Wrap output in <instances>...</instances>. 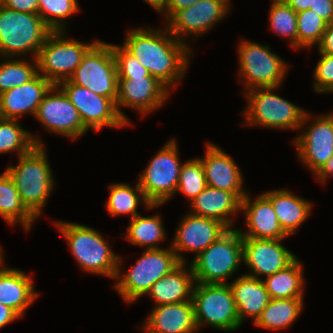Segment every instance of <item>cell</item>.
Wrapping results in <instances>:
<instances>
[{
  "label": "cell",
  "mask_w": 333,
  "mask_h": 333,
  "mask_svg": "<svg viewBox=\"0 0 333 333\" xmlns=\"http://www.w3.org/2000/svg\"><path fill=\"white\" fill-rule=\"evenodd\" d=\"M147 4L152 6L157 12H159L166 4L167 0H144Z\"/></svg>",
  "instance_id": "obj_49"
},
{
  "label": "cell",
  "mask_w": 333,
  "mask_h": 333,
  "mask_svg": "<svg viewBox=\"0 0 333 333\" xmlns=\"http://www.w3.org/2000/svg\"><path fill=\"white\" fill-rule=\"evenodd\" d=\"M269 11L271 30L276 35L288 38L290 46L298 49L297 13L284 0H272Z\"/></svg>",
  "instance_id": "obj_36"
},
{
  "label": "cell",
  "mask_w": 333,
  "mask_h": 333,
  "mask_svg": "<svg viewBox=\"0 0 333 333\" xmlns=\"http://www.w3.org/2000/svg\"><path fill=\"white\" fill-rule=\"evenodd\" d=\"M321 57L314 68V91L317 93H333V55L319 54Z\"/></svg>",
  "instance_id": "obj_41"
},
{
  "label": "cell",
  "mask_w": 333,
  "mask_h": 333,
  "mask_svg": "<svg viewBox=\"0 0 333 333\" xmlns=\"http://www.w3.org/2000/svg\"><path fill=\"white\" fill-rule=\"evenodd\" d=\"M175 139H170L140 173L138 182L150 204L166 203L176 194L182 162Z\"/></svg>",
  "instance_id": "obj_12"
},
{
  "label": "cell",
  "mask_w": 333,
  "mask_h": 333,
  "mask_svg": "<svg viewBox=\"0 0 333 333\" xmlns=\"http://www.w3.org/2000/svg\"><path fill=\"white\" fill-rule=\"evenodd\" d=\"M199 159L208 186L229 192H247L243 187L244 178L238 164L219 146L207 142L205 155Z\"/></svg>",
  "instance_id": "obj_22"
},
{
  "label": "cell",
  "mask_w": 333,
  "mask_h": 333,
  "mask_svg": "<svg viewBox=\"0 0 333 333\" xmlns=\"http://www.w3.org/2000/svg\"><path fill=\"white\" fill-rule=\"evenodd\" d=\"M1 246V245H0ZM3 251H2V249H1V247H0V261L2 260V259H4V257L5 256H3V253H2Z\"/></svg>",
  "instance_id": "obj_51"
},
{
  "label": "cell",
  "mask_w": 333,
  "mask_h": 333,
  "mask_svg": "<svg viewBox=\"0 0 333 333\" xmlns=\"http://www.w3.org/2000/svg\"><path fill=\"white\" fill-rule=\"evenodd\" d=\"M47 131L69 139H80L87 131L78 110L65 93L54 85L42 99L34 116Z\"/></svg>",
  "instance_id": "obj_16"
},
{
  "label": "cell",
  "mask_w": 333,
  "mask_h": 333,
  "mask_svg": "<svg viewBox=\"0 0 333 333\" xmlns=\"http://www.w3.org/2000/svg\"><path fill=\"white\" fill-rule=\"evenodd\" d=\"M35 145H44L41 137L24 129L18 119L0 118V154L17 152L21 156Z\"/></svg>",
  "instance_id": "obj_34"
},
{
  "label": "cell",
  "mask_w": 333,
  "mask_h": 333,
  "mask_svg": "<svg viewBox=\"0 0 333 333\" xmlns=\"http://www.w3.org/2000/svg\"><path fill=\"white\" fill-rule=\"evenodd\" d=\"M170 90L157 78H118V95L115 102L120 117L129 125L132 124L126 114L122 112V107L132 108L146 116L162 107L169 98Z\"/></svg>",
  "instance_id": "obj_17"
},
{
  "label": "cell",
  "mask_w": 333,
  "mask_h": 333,
  "mask_svg": "<svg viewBox=\"0 0 333 333\" xmlns=\"http://www.w3.org/2000/svg\"><path fill=\"white\" fill-rule=\"evenodd\" d=\"M229 285L233 293L240 323L243 324L246 317L251 318L253 323H255L270 301L263 279L241 274Z\"/></svg>",
  "instance_id": "obj_26"
},
{
  "label": "cell",
  "mask_w": 333,
  "mask_h": 333,
  "mask_svg": "<svg viewBox=\"0 0 333 333\" xmlns=\"http://www.w3.org/2000/svg\"><path fill=\"white\" fill-rule=\"evenodd\" d=\"M68 80L115 103L118 73L112 44L98 40L82 57L81 63Z\"/></svg>",
  "instance_id": "obj_10"
},
{
  "label": "cell",
  "mask_w": 333,
  "mask_h": 333,
  "mask_svg": "<svg viewBox=\"0 0 333 333\" xmlns=\"http://www.w3.org/2000/svg\"><path fill=\"white\" fill-rule=\"evenodd\" d=\"M54 85L39 73L30 81L0 94V116L18 119L24 114L35 116L39 104Z\"/></svg>",
  "instance_id": "obj_21"
},
{
  "label": "cell",
  "mask_w": 333,
  "mask_h": 333,
  "mask_svg": "<svg viewBox=\"0 0 333 333\" xmlns=\"http://www.w3.org/2000/svg\"><path fill=\"white\" fill-rule=\"evenodd\" d=\"M279 87H259L243 92L247 97L243 126L300 130L306 110L273 93ZM273 91V92H272Z\"/></svg>",
  "instance_id": "obj_7"
},
{
  "label": "cell",
  "mask_w": 333,
  "mask_h": 333,
  "mask_svg": "<svg viewBox=\"0 0 333 333\" xmlns=\"http://www.w3.org/2000/svg\"><path fill=\"white\" fill-rule=\"evenodd\" d=\"M248 192H229L211 186L206 188L191 202L190 213L222 222L228 229L235 228L234 215L241 211L242 199Z\"/></svg>",
  "instance_id": "obj_23"
},
{
  "label": "cell",
  "mask_w": 333,
  "mask_h": 333,
  "mask_svg": "<svg viewBox=\"0 0 333 333\" xmlns=\"http://www.w3.org/2000/svg\"><path fill=\"white\" fill-rule=\"evenodd\" d=\"M318 181L326 184L328 177L333 176V156L314 174Z\"/></svg>",
  "instance_id": "obj_47"
},
{
  "label": "cell",
  "mask_w": 333,
  "mask_h": 333,
  "mask_svg": "<svg viewBox=\"0 0 333 333\" xmlns=\"http://www.w3.org/2000/svg\"><path fill=\"white\" fill-rule=\"evenodd\" d=\"M199 1L200 0H167L165 6L159 11V13H162V15L165 16V21H167L175 12L190 7Z\"/></svg>",
  "instance_id": "obj_44"
},
{
  "label": "cell",
  "mask_w": 333,
  "mask_h": 333,
  "mask_svg": "<svg viewBox=\"0 0 333 333\" xmlns=\"http://www.w3.org/2000/svg\"><path fill=\"white\" fill-rule=\"evenodd\" d=\"M190 262L196 283H229L243 263V238L237 227L229 228Z\"/></svg>",
  "instance_id": "obj_6"
},
{
  "label": "cell",
  "mask_w": 333,
  "mask_h": 333,
  "mask_svg": "<svg viewBox=\"0 0 333 333\" xmlns=\"http://www.w3.org/2000/svg\"><path fill=\"white\" fill-rule=\"evenodd\" d=\"M52 30L39 14L14 11L0 4V58L32 53L37 58Z\"/></svg>",
  "instance_id": "obj_5"
},
{
  "label": "cell",
  "mask_w": 333,
  "mask_h": 333,
  "mask_svg": "<svg viewBox=\"0 0 333 333\" xmlns=\"http://www.w3.org/2000/svg\"><path fill=\"white\" fill-rule=\"evenodd\" d=\"M118 78L148 77V70L122 46L112 43Z\"/></svg>",
  "instance_id": "obj_40"
},
{
  "label": "cell",
  "mask_w": 333,
  "mask_h": 333,
  "mask_svg": "<svg viewBox=\"0 0 333 333\" xmlns=\"http://www.w3.org/2000/svg\"><path fill=\"white\" fill-rule=\"evenodd\" d=\"M144 333H198L193 301L154 306L142 322Z\"/></svg>",
  "instance_id": "obj_24"
},
{
  "label": "cell",
  "mask_w": 333,
  "mask_h": 333,
  "mask_svg": "<svg viewBox=\"0 0 333 333\" xmlns=\"http://www.w3.org/2000/svg\"><path fill=\"white\" fill-rule=\"evenodd\" d=\"M303 264L296 258L289 266L266 277L264 281L270 299L304 298Z\"/></svg>",
  "instance_id": "obj_31"
},
{
  "label": "cell",
  "mask_w": 333,
  "mask_h": 333,
  "mask_svg": "<svg viewBox=\"0 0 333 333\" xmlns=\"http://www.w3.org/2000/svg\"><path fill=\"white\" fill-rule=\"evenodd\" d=\"M127 32L121 46L172 91L187 73L192 48L175 38L166 27L160 30L138 27Z\"/></svg>",
  "instance_id": "obj_1"
},
{
  "label": "cell",
  "mask_w": 333,
  "mask_h": 333,
  "mask_svg": "<svg viewBox=\"0 0 333 333\" xmlns=\"http://www.w3.org/2000/svg\"><path fill=\"white\" fill-rule=\"evenodd\" d=\"M303 301L304 298L270 299L254 324L273 331L288 328L300 316Z\"/></svg>",
  "instance_id": "obj_32"
},
{
  "label": "cell",
  "mask_w": 333,
  "mask_h": 333,
  "mask_svg": "<svg viewBox=\"0 0 333 333\" xmlns=\"http://www.w3.org/2000/svg\"><path fill=\"white\" fill-rule=\"evenodd\" d=\"M21 318L13 309L0 303V329Z\"/></svg>",
  "instance_id": "obj_46"
},
{
  "label": "cell",
  "mask_w": 333,
  "mask_h": 333,
  "mask_svg": "<svg viewBox=\"0 0 333 333\" xmlns=\"http://www.w3.org/2000/svg\"><path fill=\"white\" fill-rule=\"evenodd\" d=\"M326 115L331 119L332 125H333V111L330 112V113H328V114H326Z\"/></svg>",
  "instance_id": "obj_50"
},
{
  "label": "cell",
  "mask_w": 333,
  "mask_h": 333,
  "mask_svg": "<svg viewBox=\"0 0 333 333\" xmlns=\"http://www.w3.org/2000/svg\"><path fill=\"white\" fill-rule=\"evenodd\" d=\"M310 10H313L328 24L333 22V0H314Z\"/></svg>",
  "instance_id": "obj_43"
},
{
  "label": "cell",
  "mask_w": 333,
  "mask_h": 333,
  "mask_svg": "<svg viewBox=\"0 0 333 333\" xmlns=\"http://www.w3.org/2000/svg\"><path fill=\"white\" fill-rule=\"evenodd\" d=\"M59 232L68 243L80 269L115 279L119 255L110 248L108 242L97 230L83 224L55 221Z\"/></svg>",
  "instance_id": "obj_3"
},
{
  "label": "cell",
  "mask_w": 333,
  "mask_h": 333,
  "mask_svg": "<svg viewBox=\"0 0 333 333\" xmlns=\"http://www.w3.org/2000/svg\"><path fill=\"white\" fill-rule=\"evenodd\" d=\"M119 256L114 288L128 304L147 295L152 285L175 269L181 262L171 248L145 249L136 263L123 273Z\"/></svg>",
  "instance_id": "obj_4"
},
{
  "label": "cell",
  "mask_w": 333,
  "mask_h": 333,
  "mask_svg": "<svg viewBox=\"0 0 333 333\" xmlns=\"http://www.w3.org/2000/svg\"><path fill=\"white\" fill-rule=\"evenodd\" d=\"M185 264L181 262L152 285L147 295L155 301L154 306L192 300L195 280L191 265L188 264V269Z\"/></svg>",
  "instance_id": "obj_27"
},
{
  "label": "cell",
  "mask_w": 333,
  "mask_h": 333,
  "mask_svg": "<svg viewBox=\"0 0 333 333\" xmlns=\"http://www.w3.org/2000/svg\"><path fill=\"white\" fill-rule=\"evenodd\" d=\"M237 48L238 76L243 86L246 85L243 92L259 87H279L283 84L289 64L272 52L269 45L242 38Z\"/></svg>",
  "instance_id": "obj_8"
},
{
  "label": "cell",
  "mask_w": 333,
  "mask_h": 333,
  "mask_svg": "<svg viewBox=\"0 0 333 333\" xmlns=\"http://www.w3.org/2000/svg\"><path fill=\"white\" fill-rule=\"evenodd\" d=\"M263 194L271 201L281 227L289 236L298 231L312 212L310 201L288 189L267 190Z\"/></svg>",
  "instance_id": "obj_28"
},
{
  "label": "cell",
  "mask_w": 333,
  "mask_h": 333,
  "mask_svg": "<svg viewBox=\"0 0 333 333\" xmlns=\"http://www.w3.org/2000/svg\"><path fill=\"white\" fill-rule=\"evenodd\" d=\"M125 239L134 246H145V249H160L157 244L166 240V230L161 216H141L138 214L131 219L126 228Z\"/></svg>",
  "instance_id": "obj_33"
},
{
  "label": "cell",
  "mask_w": 333,
  "mask_h": 333,
  "mask_svg": "<svg viewBox=\"0 0 333 333\" xmlns=\"http://www.w3.org/2000/svg\"><path fill=\"white\" fill-rule=\"evenodd\" d=\"M192 301L198 330L203 328V325L228 332L236 331L241 327L229 283L195 282Z\"/></svg>",
  "instance_id": "obj_9"
},
{
  "label": "cell",
  "mask_w": 333,
  "mask_h": 333,
  "mask_svg": "<svg viewBox=\"0 0 333 333\" xmlns=\"http://www.w3.org/2000/svg\"><path fill=\"white\" fill-rule=\"evenodd\" d=\"M227 230L228 228L218 220L187 213L177 226L170 246L180 262L186 263L181 252H192L197 257Z\"/></svg>",
  "instance_id": "obj_18"
},
{
  "label": "cell",
  "mask_w": 333,
  "mask_h": 333,
  "mask_svg": "<svg viewBox=\"0 0 333 333\" xmlns=\"http://www.w3.org/2000/svg\"><path fill=\"white\" fill-rule=\"evenodd\" d=\"M78 110L84 126L93 131L103 127L121 128L128 124L120 117L115 103L105 97L93 93L86 87L75 85L69 80L57 85Z\"/></svg>",
  "instance_id": "obj_13"
},
{
  "label": "cell",
  "mask_w": 333,
  "mask_h": 333,
  "mask_svg": "<svg viewBox=\"0 0 333 333\" xmlns=\"http://www.w3.org/2000/svg\"><path fill=\"white\" fill-rule=\"evenodd\" d=\"M284 239L243 238V263L251 273L263 279L289 266L297 256L282 245Z\"/></svg>",
  "instance_id": "obj_19"
},
{
  "label": "cell",
  "mask_w": 333,
  "mask_h": 333,
  "mask_svg": "<svg viewBox=\"0 0 333 333\" xmlns=\"http://www.w3.org/2000/svg\"><path fill=\"white\" fill-rule=\"evenodd\" d=\"M317 47L319 54L333 55V22L327 25Z\"/></svg>",
  "instance_id": "obj_45"
},
{
  "label": "cell",
  "mask_w": 333,
  "mask_h": 333,
  "mask_svg": "<svg viewBox=\"0 0 333 333\" xmlns=\"http://www.w3.org/2000/svg\"><path fill=\"white\" fill-rule=\"evenodd\" d=\"M290 7H292L296 13L304 10H309L310 6H313L314 0H284Z\"/></svg>",
  "instance_id": "obj_48"
},
{
  "label": "cell",
  "mask_w": 333,
  "mask_h": 333,
  "mask_svg": "<svg viewBox=\"0 0 333 333\" xmlns=\"http://www.w3.org/2000/svg\"><path fill=\"white\" fill-rule=\"evenodd\" d=\"M247 195L242 199L246 230L238 229L242 238L285 239L289 235L281 227L271 201L262 193L252 200Z\"/></svg>",
  "instance_id": "obj_20"
},
{
  "label": "cell",
  "mask_w": 333,
  "mask_h": 333,
  "mask_svg": "<svg viewBox=\"0 0 333 333\" xmlns=\"http://www.w3.org/2000/svg\"><path fill=\"white\" fill-rule=\"evenodd\" d=\"M229 1L200 0L190 7L175 12L166 21L165 27L175 38L187 44L185 38L207 33L212 26L228 15L231 9Z\"/></svg>",
  "instance_id": "obj_15"
},
{
  "label": "cell",
  "mask_w": 333,
  "mask_h": 333,
  "mask_svg": "<svg viewBox=\"0 0 333 333\" xmlns=\"http://www.w3.org/2000/svg\"><path fill=\"white\" fill-rule=\"evenodd\" d=\"M109 197L107 204V212L112 216L130 215L131 219L140 214L137 208L140 203L145 205L146 209H154L162 206V204H150L146 199L143 190L140 188L139 182L135 188L127 183H113L109 186Z\"/></svg>",
  "instance_id": "obj_30"
},
{
  "label": "cell",
  "mask_w": 333,
  "mask_h": 333,
  "mask_svg": "<svg viewBox=\"0 0 333 333\" xmlns=\"http://www.w3.org/2000/svg\"><path fill=\"white\" fill-rule=\"evenodd\" d=\"M5 259L0 261V303L13 309L20 317L39 297L35 291L32 275L16 268L3 267Z\"/></svg>",
  "instance_id": "obj_25"
},
{
  "label": "cell",
  "mask_w": 333,
  "mask_h": 333,
  "mask_svg": "<svg viewBox=\"0 0 333 333\" xmlns=\"http://www.w3.org/2000/svg\"><path fill=\"white\" fill-rule=\"evenodd\" d=\"M0 216L11 226L21 224L29 231L37 219L23 204L12 177L5 170L0 175Z\"/></svg>",
  "instance_id": "obj_29"
},
{
  "label": "cell",
  "mask_w": 333,
  "mask_h": 333,
  "mask_svg": "<svg viewBox=\"0 0 333 333\" xmlns=\"http://www.w3.org/2000/svg\"><path fill=\"white\" fill-rule=\"evenodd\" d=\"M18 164L8 166L25 207L38 219L54 190L55 180L48 162L46 147L35 145L29 152L18 156Z\"/></svg>",
  "instance_id": "obj_2"
},
{
  "label": "cell",
  "mask_w": 333,
  "mask_h": 333,
  "mask_svg": "<svg viewBox=\"0 0 333 333\" xmlns=\"http://www.w3.org/2000/svg\"><path fill=\"white\" fill-rule=\"evenodd\" d=\"M65 33V31H52L36 58L38 73L53 85L68 80L81 63L82 57L98 41L83 43L68 38Z\"/></svg>",
  "instance_id": "obj_11"
},
{
  "label": "cell",
  "mask_w": 333,
  "mask_h": 333,
  "mask_svg": "<svg viewBox=\"0 0 333 333\" xmlns=\"http://www.w3.org/2000/svg\"><path fill=\"white\" fill-rule=\"evenodd\" d=\"M0 4L14 11L38 14V0H0Z\"/></svg>",
  "instance_id": "obj_42"
},
{
  "label": "cell",
  "mask_w": 333,
  "mask_h": 333,
  "mask_svg": "<svg viewBox=\"0 0 333 333\" xmlns=\"http://www.w3.org/2000/svg\"><path fill=\"white\" fill-rule=\"evenodd\" d=\"M78 0H38V14L52 31H66L67 18L78 13Z\"/></svg>",
  "instance_id": "obj_37"
},
{
  "label": "cell",
  "mask_w": 333,
  "mask_h": 333,
  "mask_svg": "<svg viewBox=\"0 0 333 333\" xmlns=\"http://www.w3.org/2000/svg\"><path fill=\"white\" fill-rule=\"evenodd\" d=\"M327 25L328 23L313 10L297 13L298 50L318 45Z\"/></svg>",
  "instance_id": "obj_39"
},
{
  "label": "cell",
  "mask_w": 333,
  "mask_h": 333,
  "mask_svg": "<svg viewBox=\"0 0 333 333\" xmlns=\"http://www.w3.org/2000/svg\"><path fill=\"white\" fill-rule=\"evenodd\" d=\"M206 177L201 160L196 157L182 164L176 194L181 192L190 203L206 188Z\"/></svg>",
  "instance_id": "obj_38"
},
{
  "label": "cell",
  "mask_w": 333,
  "mask_h": 333,
  "mask_svg": "<svg viewBox=\"0 0 333 333\" xmlns=\"http://www.w3.org/2000/svg\"><path fill=\"white\" fill-rule=\"evenodd\" d=\"M0 62V94L12 88L18 87L38 74L37 59L30 62L26 59L6 57Z\"/></svg>",
  "instance_id": "obj_35"
},
{
  "label": "cell",
  "mask_w": 333,
  "mask_h": 333,
  "mask_svg": "<svg viewBox=\"0 0 333 333\" xmlns=\"http://www.w3.org/2000/svg\"><path fill=\"white\" fill-rule=\"evenodd\" d=\"M311 118L312 114L307 111L300 126L301 130L304 129L293 139V143L302 164L315 174L333 156V125L324 114L314 116V121L308 126L306 123Z\"/></svg>",
  "instance_id": "obj_14"
}]
</instances>
